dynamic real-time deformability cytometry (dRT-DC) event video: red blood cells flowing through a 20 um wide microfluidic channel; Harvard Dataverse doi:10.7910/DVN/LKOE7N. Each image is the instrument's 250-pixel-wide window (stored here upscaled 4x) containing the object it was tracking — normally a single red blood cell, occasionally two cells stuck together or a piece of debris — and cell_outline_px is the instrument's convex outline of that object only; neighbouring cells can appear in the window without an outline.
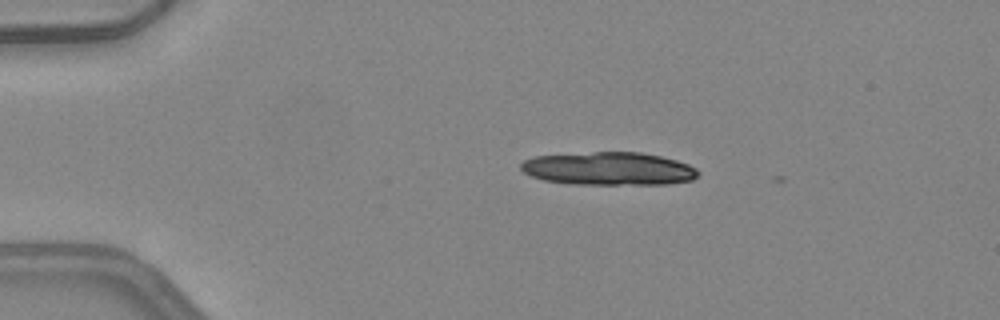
{"species": "common noctule bat (a hibernating species)", "species_latin": "Nyctalus noctula", "temperature_condition": "warm", "stored_images_in_passage": 5, "camera_frame_rate_fps": 3000, "um_per_image_px": 0.085, "animal": {"sex": "female", "body_mass_g": 24.6, "forearm_length_mm": 56.2}, "frame": {"image": 1, "passage_image": 1, "time_ms": 0.0, "image_size_px": [1000, 320], "cell_outline_px": [[700, 172], [692, 180], [668, 184], [572, 184], [544, 180], [532, 176], [524, 172], [520, 168], [520, 164], [524, 160], [536, 156], [592, 152], [640, 152], [660, 156], [676, 160], [688, 164], [696, 168]], "centroid_in_image_um": [51.76, 14.34], "position_along_channel_um": 33.2, "area_um2": 34.1}}